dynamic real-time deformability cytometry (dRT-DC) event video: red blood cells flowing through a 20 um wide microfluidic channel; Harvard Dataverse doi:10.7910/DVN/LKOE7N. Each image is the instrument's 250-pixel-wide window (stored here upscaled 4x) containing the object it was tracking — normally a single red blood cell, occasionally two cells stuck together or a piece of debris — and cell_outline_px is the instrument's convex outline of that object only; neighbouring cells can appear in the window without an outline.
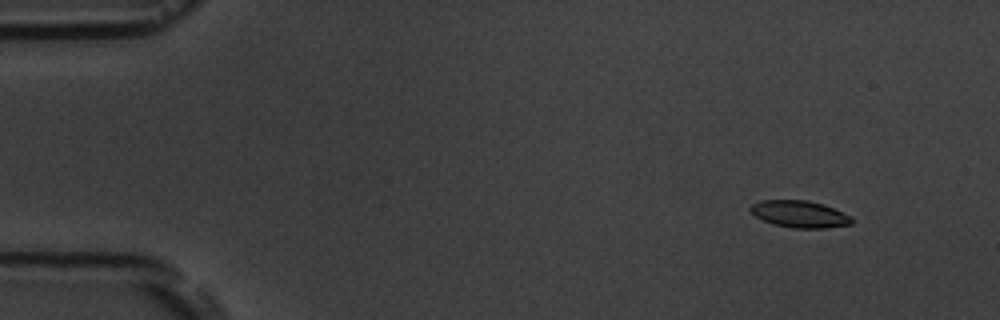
{"species": "common noctule bat (a hibernating species)", "species_latin": "Nyctalus noctula", "temperature_condition": "room temperature", "stored_images_in_passage": 6, "camera_frame_rate_fps": 3000, "um_per_image_px": 0.085, "animal": {"sex": "male", "body_mass_g": 19.5, "forearm_length_mm": 54.6}, "frame": {"image": 1, "passage_image": 2, "time_ms": 1.333, "image_size_px": [1000, 320], "cell_outline_px": [[856, 220], [852, 224], [824, 228], [796, 228], [776, 224], [764, 220], [756, 216], [748, 208], [752, 204], [760, 200], [808, 200], [832, 208], [852, 216]], "centroid_in_image_um": [68.0, 18.19], "position_along_channel_um": 17.0, "area_um2": 15.72}}
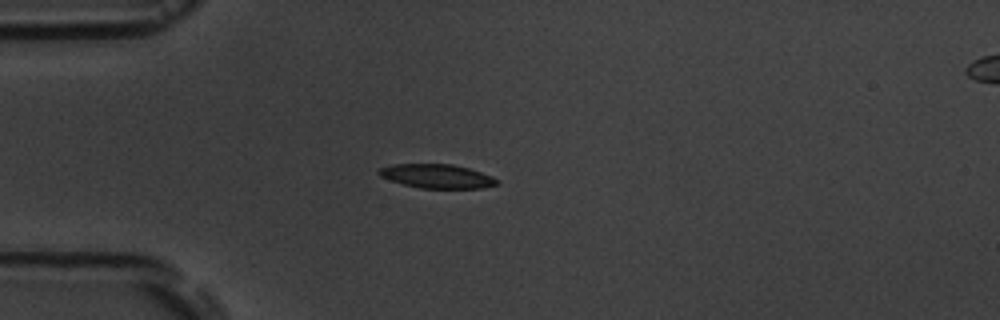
{"frame": {"image": 2, "passage_image": 5, "time_ms": 4.667, "image_size_px": [1000, 320], "cell_outline_px": [[496, 184], [480, 188], [420, 188], [404, 184], [380, 176], [376, 172], [380, 168], [392, 164], [452, 164], [468, 168], [492, 176], [496, 180]], "centroid_in_image_um": [37.09, 14.96], "position_along_channel_um": 47.9, "area_um2": 16.18}}